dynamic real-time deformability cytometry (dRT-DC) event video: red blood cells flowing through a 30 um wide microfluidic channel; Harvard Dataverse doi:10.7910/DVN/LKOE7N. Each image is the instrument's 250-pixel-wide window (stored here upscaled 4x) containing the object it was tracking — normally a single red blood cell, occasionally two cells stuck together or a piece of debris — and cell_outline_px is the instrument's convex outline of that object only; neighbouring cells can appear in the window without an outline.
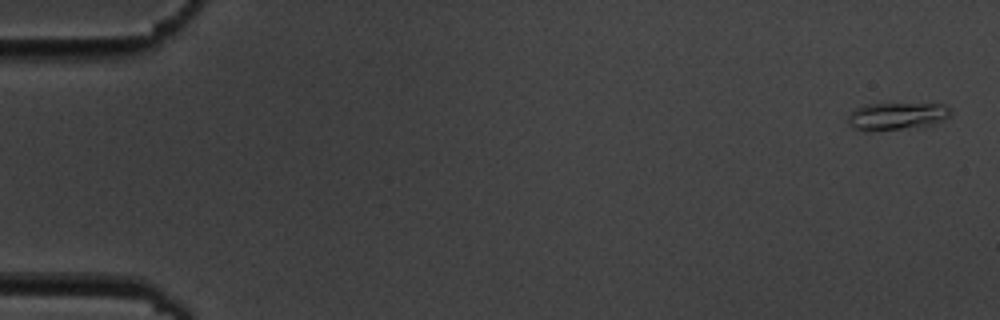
{"species": "common noctule bat (a hibernating species)", "species_latin": "Nyctalus noctula", "temperature_condition": "cold", "stored_images_in_passage": 4, "camera_frame_rate_fps": 3000, "um_per_image_px": 0.085, "animal": {"sex": "male", "body_mass_g": 19.5, "forearm_length_mm": 54.6}, "frame": {"image": 1, "passage_image": 1, "time_ms": 0.0, "image_size_px": [1000, 320], "cell_outline_px": [[948, 116], [932, 124], [868, 132], [864, 132], [852, 128], [848, 124], [848, 116], [856, 108], [864, 104], [944, 104], [948, 108]], "centroid_in_image_um": [76.1, 9.88], "position_along_channel_um": 8.9, "area_um2": 16.01}}